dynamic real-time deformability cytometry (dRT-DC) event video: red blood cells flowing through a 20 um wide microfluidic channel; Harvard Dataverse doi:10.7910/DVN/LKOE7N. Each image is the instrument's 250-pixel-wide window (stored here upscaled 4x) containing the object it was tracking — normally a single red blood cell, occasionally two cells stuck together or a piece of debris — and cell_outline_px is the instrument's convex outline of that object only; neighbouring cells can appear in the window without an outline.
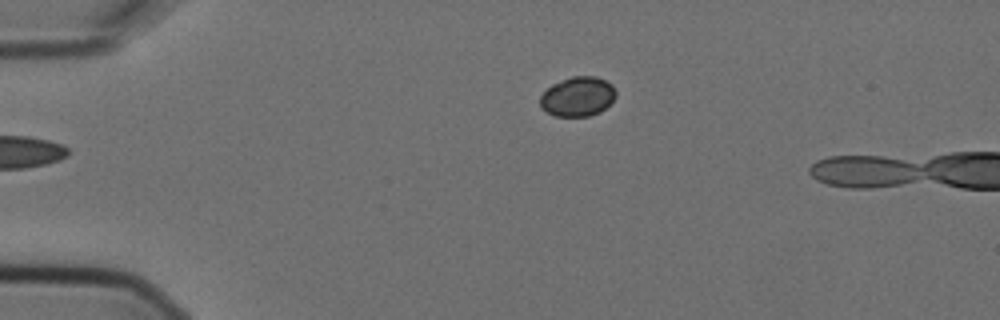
{"species": "Egyptian fruit bat (a non-hibernating species)", "species_latin": "Rousettus aegyptiacus", "temperature_condition": "cold", "stored_images_in_passage": 2, "camera_frame_rate_fps": 3000, "um_per_image_px": 0.085, "animal": {"sex": "female"}, "frame": {"image": 1, "passage_image": 1, "time_ms": 0.0, "image_size_px": [1000, 320], "cell_outline_px": [[616, 96], [600, 112], [588, 116], [556, 116], [540, 108], [540, 96], [552, 84], [572, 76], [596, 76], [612, 84], [616, 92]], "centroid_in_image_um": [49.1, 8.2], "position_along_channel_um": 35.9, "area_um2": 17.34}}